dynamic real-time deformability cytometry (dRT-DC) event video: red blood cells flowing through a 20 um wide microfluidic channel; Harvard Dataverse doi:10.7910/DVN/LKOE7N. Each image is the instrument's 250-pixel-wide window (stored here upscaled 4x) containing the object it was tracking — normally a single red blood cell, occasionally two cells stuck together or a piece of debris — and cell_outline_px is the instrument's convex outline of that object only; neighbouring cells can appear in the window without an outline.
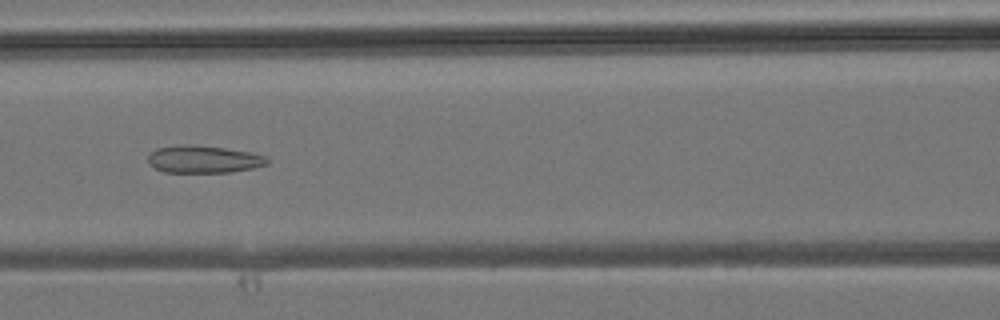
{"species": "common noctule bat (a hibernating species)", "species_latin": "Nyctalus noctula", "temperature_condition": "room temperature", "stored_images_in_passage": 39, "camera_frame_rate_fps": 3000, "um_per_image_px": 0.085, "animal": {"sex": "male", "body_mass_g": 19.2, "forearm_length_mm": 51.8}, "frame": {"image": 1, "passage_image": 14, "time_ms": 4.333, "image_size_px": [1000, 320], "cell_outline_px": [[268, 164], [252, 168], [228, 172], [164, 172], [148, 164], [148, 156], [156, 148], [180, 144], [188, 144], [224, 148], [252, 152], [268, 156]], "centroid_in_image_um": [17.31, 13.53], "position_along_channel_um": 149.3, "area_um2": 19.07}}
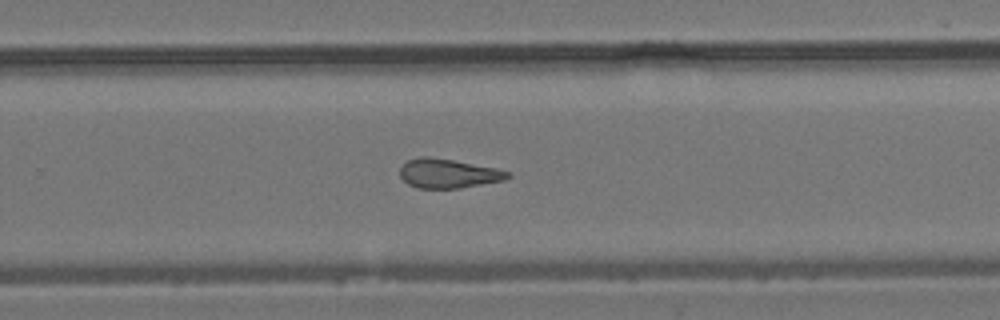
{"frame": {"image": 2, "passage_image": 23, "time_ms": 7.333, "image_size_px": [1000, 320], "cell_outline_px": [[512, 176], [504, 180], [460, 188], [416, 188], [408, 184], [400, 176], [400, 168], [408, 160], [420, 156], [428, 156], [452, 160], [496, 168], [508, 172]], "centroid_in_image_um": [38.08, 14.75], "position_along_channel_um": 291.7, "area_um2": 18.21}}
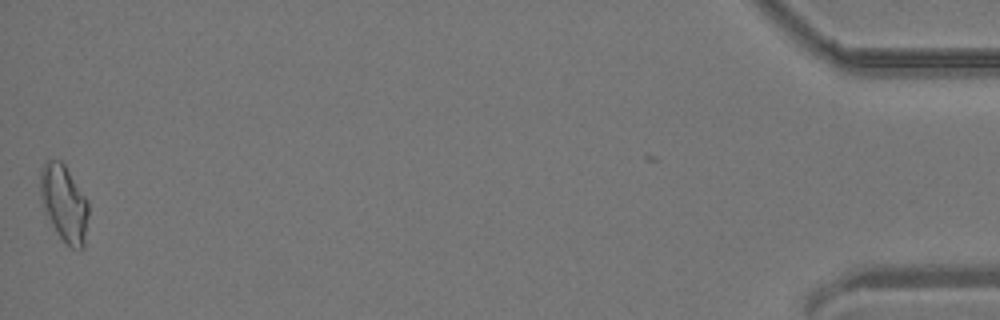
{"frame": {"image": 3, "passage_image": 38, "time_ms": 12.333, "image_size_px": [1000, 320], "cell_outline_px": [[88, 216], [84, 248], [72, 248], [60, 236], [44, 208], [40, 196], [40, 172], [44, 164], [48, 160], [60, 160], [64, 164], [88, 200]], "centroid_in_image_um": [5.47, 17.25], "position_along_channel_um": 429.7, "area_um2": 21.04}}